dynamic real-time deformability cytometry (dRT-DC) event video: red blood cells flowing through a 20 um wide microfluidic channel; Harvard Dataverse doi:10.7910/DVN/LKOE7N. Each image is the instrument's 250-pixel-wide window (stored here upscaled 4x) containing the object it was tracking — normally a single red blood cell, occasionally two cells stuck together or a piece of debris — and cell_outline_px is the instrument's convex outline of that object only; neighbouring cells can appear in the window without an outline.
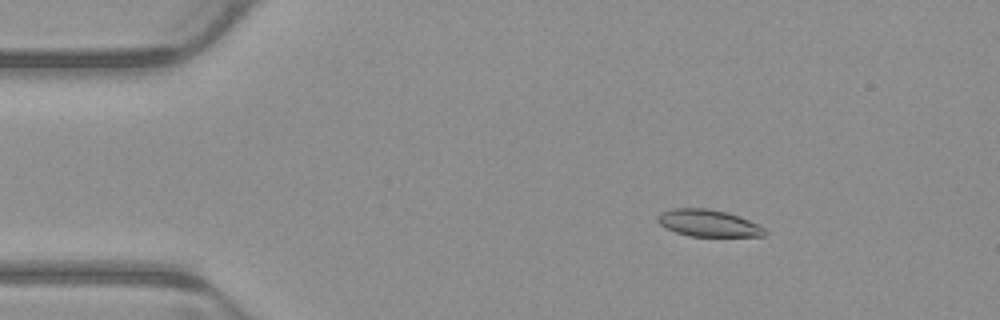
{"species": "common noctule bat (a hibernating species)", "species_latin": "Nyctalus noctula", "temperature_condition": "warm", "stored_images_in_passage": 4, "camera_frame_rate_fps": 3000, "um_per_image_px": 0.085, "animal": {"sex": "male", "body_mass_g": 23.1, "forearm_length_mm": 52.7}, "frame": {"image": 1, "passage_image": 3, "time_ms": 0.667, "image_size_px": [1000, 320], "cell_outline_px": [[768, 232], [764, 236], [688, 236], [676, 232], [660, 224], [656, 220], [656, 216], [660, 212], [672, 208], [708, 208], [740, 216], [764, 228]], "centroid_in_image_um": [60.18, 18.96], "position_along_channel_um": 24.8, "area_um2": 16.76}}